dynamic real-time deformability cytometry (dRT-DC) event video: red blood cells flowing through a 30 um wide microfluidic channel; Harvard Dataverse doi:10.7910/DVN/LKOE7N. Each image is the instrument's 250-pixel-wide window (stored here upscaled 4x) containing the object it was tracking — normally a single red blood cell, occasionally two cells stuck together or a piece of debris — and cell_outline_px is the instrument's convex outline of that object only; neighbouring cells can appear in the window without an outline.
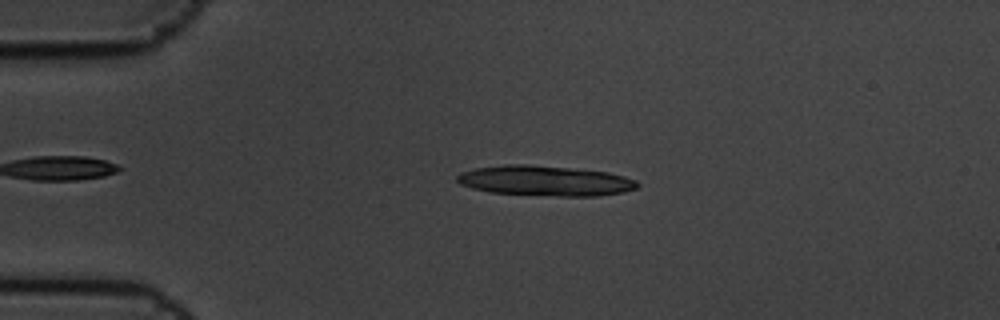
{"species": "common noctule bat (a hibernating species)", "species_latin": "Nyctalus noctula", "temperature_condition": "cold", "stored_images_in_passage": 9, "segment_of_instrument_passage": [1, 2], "camera_frame_rate_fps": 3000, "um_per_image_px": 0.085, "animal": {"sex": "male", "body_mass_g": 19.5, "forearm_length_mm": 54.6}, "frame": {"image": 1, "passage_image": 2, "time_ms": 0.333, "image_size_px": [1000, 320], "cell_outline_px": [[640, 184], [636, 188], [624, 192], [600, 196], [560, 196], [492, 192], [472, 188], [460, 184], [456, 180], [456, 176], [460, 172], [476, 168], [504, 164], [528, 164], [608, 172], [624, 176], [636, 180]], "centroid_in_image_um": [46.34, 15.36], "position_along_channel_um": 38.7, "area_um2": 31.67}}